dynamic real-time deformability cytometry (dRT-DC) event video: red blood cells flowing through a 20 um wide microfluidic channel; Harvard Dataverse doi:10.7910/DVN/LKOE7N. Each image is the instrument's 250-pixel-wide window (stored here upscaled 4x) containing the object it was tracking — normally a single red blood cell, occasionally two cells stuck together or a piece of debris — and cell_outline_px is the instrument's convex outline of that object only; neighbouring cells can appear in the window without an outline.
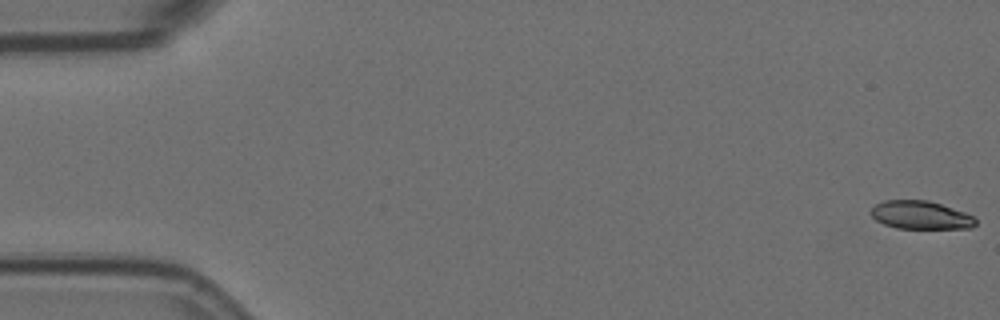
{"species": "Egyptian fruit bat (a non-hibernating species)", "species_latin": "Rousettus aegyptiacus", "temperature_condition": "room temperature", "stored_images_in_passage": 57, "camera_frame_rate_fps": 3000, "um_per_image_px": 0.085, "animal": {"sex": "female"}, "frame": {"image": 1, "passage_image": 1, "time_ms": 0.0, "image_size_px": [1000, 320], "cell_outline_px": [[976, 224], [972, 228], [896, 228], [884, 224], [876, 220], [868, 212], [876, 204], [884, 200], [928, 200], [964, 212], [972, 216], [976, 220]], "centroid_in_image_um": [78.22, 18.28], "position_along_channel_um": 6.8, "area_um2": 17.11}}
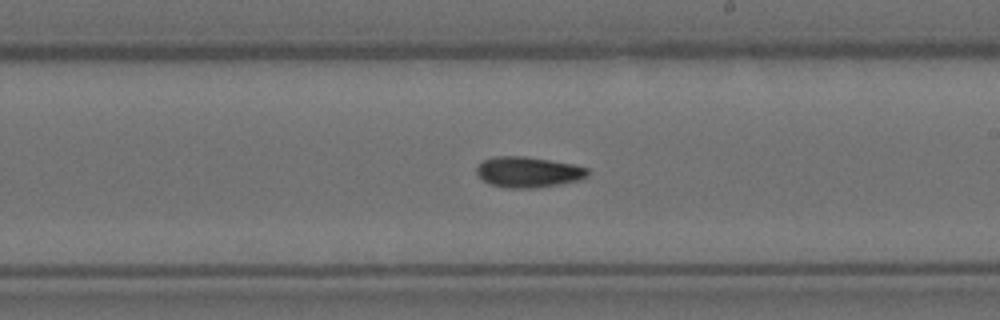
{"frame": {"image": 2, "passage_image": 33, "time_ms": 10.667, "image_size_px": [1000, 320], "cell_outline_px": [[588, 176], [580, 180], [560, 184], [532, 188], [504, 188], [488, 184], [476, 172], [476, 168], [484, 160], [496, 156], [524, 156], [572, 164], [588, 168]], "centroid_in_image_um": [44.89, 14.63], "position_along_channel_um": 244.1, "area_um2": 19.77}}
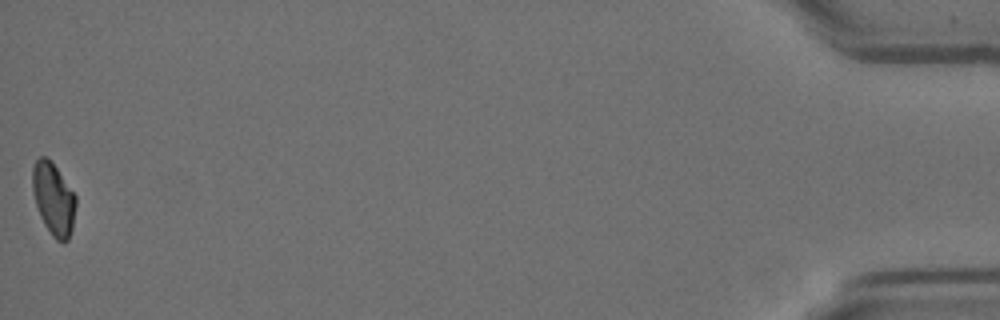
{"frame": {"image": 3, "passage_image": 57, "time_ms": 18.667, "image_size_px": [1000, 320], "cell_outline_px": [[76, 204], [72, 228], [68, 240], [64, 244], [56, 240], [52, 236], [44, 224], [40, 216], [32, 192], [32, 168], [36, 160], [40, 156], [44, 156], [56, 168], [76, 196]], "centroid_in_image_um": [4.54, 16.95], "position_along_channel_um": 430.7, "area_um2": 18.15}, "authors_computed_cell_mechanics": {"area_um2": 18.9584, "velocity_mm_per_s": 3.5834, "shape_relaxation_time_tau1_ms": null, "shape_relaxation_time_tau2_ms": 10.3114, "deformation_change_tau1": null, "deformation_change_tau2": 0.1514}}